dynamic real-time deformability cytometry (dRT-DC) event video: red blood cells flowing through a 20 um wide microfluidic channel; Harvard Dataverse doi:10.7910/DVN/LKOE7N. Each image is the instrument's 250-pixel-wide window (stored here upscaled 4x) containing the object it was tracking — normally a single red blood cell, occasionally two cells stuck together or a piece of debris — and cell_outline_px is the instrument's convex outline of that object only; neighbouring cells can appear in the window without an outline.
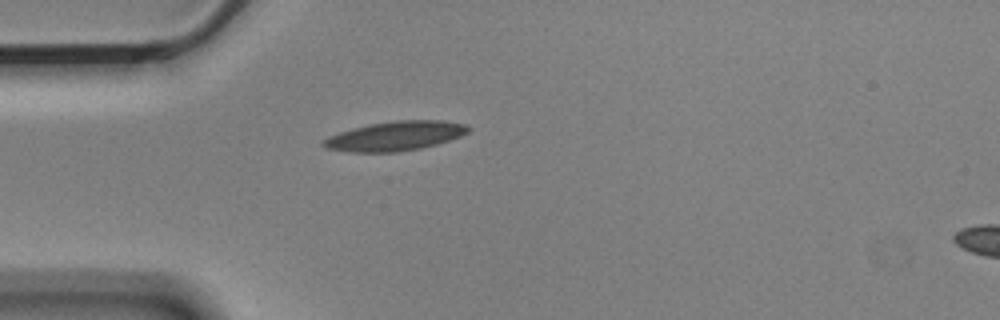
{"species": "Egyptian fruit bat (a non-hibernating species)", "species_latin": "Rousettus aegyptiacus", "temperature_condition": "cold", "stored_images_in_passage": 1, "camera_frame_rate_fps": 3000, "um_per_image_px": 0.085, "animal": {"sex": "male"}, "frame": {"image": 1, "passage_image": 1, "time_ms": 0.0, "image_size_px": [1000, 320], "cell_outline_px": [[472, 128], [468, 132], [460, 136], [436, 144], [420, 148], [396, 152], [352, 152], [328, 148], [320, 144], [324, 140], [340, 132], [352, 128], [372, 124], [396, 120], [440, 120], [464, 124]], "centroid_in_image_um": [33.62, 11.56], "position_along_channel_um": 51.4, "area_um2": 24.39}}